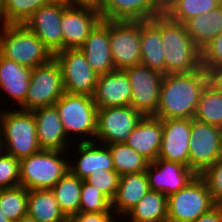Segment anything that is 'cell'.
I'll return each mask as SVG.
<instances>
[{
  "mask_svg": "<svg viewBox=\"0 0 222 222\" xmlns=\"http://www.w3.org/2000/svg\"><path fill=\"white\" fill-rule=\"evenodd\" d=\"M126 215L131 222H167V196L149 190Z\"/></svg>",
  "mask_w": 222,
  "mask_h": 222,
  "instance_id": "29",
  "label": "cell"
},
{
  "mask_svg": "<svg viewBox=\"0 0 222 222\" xmlns=\"http://www.w3.org/2000/svg\"><path fill=\"white\" fill-rule=\"evenodd\" d=\"M8 111L0 113L4 153L20 160L39 152L41 148L37 141L33 112L23 109Z\"/></svg>",
  "mask_w": 222,
  "mask_h": 222,
  "instance_id": "4",
  "label": "cell"
},
{
  "mask_svg": "<svg viewBox=\"0 0 222 222\" xmlns=\"http://www.w3.org/2000/svg\"><path fill=\"white\" fill-rule=\"evenodd\" d=\"M61 118L64 131L70 134H83L95 141L97 111L92 96L65 92L54 104Z\"/></svg>",
  "mask_w": 222,
  "mask_h": 222,
  "instance_id": "6",
  "label": "cell"
},
{
  "mask_svg": "<svg viewBox=\"0 0 222 222\" xmlns=\"http://www.w3.org/2000/svg\"><path fill=\"white\" fill-rule=\"evenodd\" d=\"M216 205L204 180L197 175L187 186L167 196V222H193Z\"/></svg>",
  "mask_w": 222,
  "mask_h": 222,
  "instance_id": "7",
  "label": "cell"
},
{
  "mask_svg": "<svg viewBox=\"0 0 222 222\" xmlns=\"http://www.w3.org/2000/svg\"><path fill=\"white\" fill-rule=\"evenodd\" d=\"M174 0H159L160 6L164 11Z\"/></svg>",
  "mask_w": 222,
  "mask_h": 222,
  "instance_id": "46",
  "label": "cell"
},
{
  "mask_svg": "<svg viewBox=\"0 0 222 222\" xmlns=\"http://www.w3.org/2000/svg\"><path fill=\"white\" fill-rule=\"evenodd\" d=\"M16 222H38L35 218L25 215L18 219Z\"/></svg>",
  "mask_w": 222,
  "mask_h": 222,
  "instance_id": "45",
  "label": "cell"
},
{
  "mask_svg": "<svg viewBox=\"0 0 222 222\" xmlns=\"http://www.w3.org/2000/svg\"><path fill=\"white\" fill-rule=\"evenodd\" d=\"M193 222H222V205H216Z\"/></svg>",
  "mask_w": 222,
  "mask_h": 222,
  "instance_id": "43",
  "label": "cell"
},
{
  "mask_svg": "<svg viewBox=\"0 0 222 222\" xmlns=\"http://www.w3.org/2000/svg\"><path fill=\"white\" fill-rule=\"evenodd\" d=\"M222 5V0H174L165 10L172 21L184 23L188 19L204 15Z\"/></svg>",
  "mask_w": 222,
  "mask_h": 222,
  "instance_id": "32",
  "label": "cell"
},
{
  "mask_svg": "<svg viewBox=\"0 0 222 222\" xmlns=\"http://www.w3.org/2000/svg\"><path fill=\"white\" fill-rule=\"evenodd\" d=\"M67 4L63 0L40 7L23 24L33 32L52 55L63 50L61 20Z\"/></svg>",
  "mask_w": 222,
  "mask_h": 222,
  "instance_id": "14",
  "label": "cell"
},
{
  "mask_svg": "<svg viewBox=\"0 0 222 222\" xmlns=\"http://www.w3.org/2000/svg\"><path fill=\"white\" fill-rule=\"evenodd\" d=\"M150 190L148 178L145 172L131 173L120 176L118 191L112 200L114 215L126 214L138 204V202Z\"/></svg>",
  "mask_w": 222,
  "mask_h": 222,
  "instance_id": "25",
  "label": "cell"
},
{
  "mask_svg": "<svg viewBox=\"0 0 222 222\" xmlns=\"http://www.w3.org/2000/svg\"><path fill=\"white\" fill-rule=\"evenodd\" d=\"M32 112L36 122L37 141L40 148L65 151L68 146V137L56 106L40 107Z\"/></svg>",
  "mask_w": 222,
  "mask_h": 222,
  "instance_id": "21",
  "label": "cell"
},
{
  "mask_svg": "<svg viewBox=\"0 0 222 222\" xmlns=\"http://www.w3.org/2000/svg\"><path fill=\"white\" fill-rule=\"evenodd\" d=\"M0 54L31 69L48 62L53 55L23 24H1Z\"/></svg>",
  "mask_w": 222,
  "mask_h": 222,
  "instance_id": "3",
  "label": "cell"
},
{
  "mask_svg": "<svg viewBox=\"0 0 222 222\" xmlns=\"http://www.w3.org/2000/svg\"><path fill=\"white\" fill-rule=\"evenodd\" d=\"M76 148L80 154L76 163H70L69 171L81 180H85L91 173L115 170L113 159L107 145L97 146L96 142L89 140L81 141ZM76 164V165H75Z\"/></svg>",
  "mask_w": 222,
  "mask_h": 222,
  "instance_id": "22",
  "label": "cell"
},
{
  "mask_svg": "<svg viewBox=\"0 0 222 222\" xmlns=\"http://www.w3.org/2000/svg\"><path fill=\"white\" fill-rule=\"evenodd\" d=\"M83 180L68 171L50 190L66 217L79 213Z\"/></svg>",
  "mask_w": 222,
  "mask_h": 222,
  "instance_id": "30",
  "label": "cell"
},
{
  "mask_svg": "<svg viewBox=\"0 0 222 222\" xmlns=\"http://www.w3.org/2000/svg\"><path fill=\"white\" fill-rule=\"evenodd\" d=\"M163 137L159 157L189 167V141L192 119H161Z\"/></svg>",
  "mask_w": 222,
  "mask_h": 222,
  "instance_id": "17",
  "label": "cell"
},
{
  "mask_svg": "<svg viewBox=\"0 0 222 222\" xmlns=\"http://www.w3.org/2000/svg\"><path fill=\"white\" fill-rule=\"evenodd\" d=\"M64 93L61 69L52 57L48 62L32 69L27 97L20 109L32 111L52 106Z\"/></svg>",
  "mask_w": 222,
  "mask_h": 222,
  "instance_id": "8",
  "label": "cell"
},
{
  "mask_svg": "<svg viewBox=\"0 0 222 222\" xmlns=\"http://www.w3.org/2000/svg\"><path fill=\"white\" fill-rule=\"evenodd\" d=\"M97 108L130 105L131 83L124 70H115L98 76L92 95Z\"/></svg>",
  "mask_w": 222,
  "mask_h": 222,
  "instance_id": "18",
  "label": "cell"
},
{
  "mask_svg": "<svg viewBox=\"0 0 222 222\" xmlns=\"http://www.w3.org/2000/svg\"><path fill=\"white\" fill-rule=\"evenodd\" d=\"M113 212H99V213H84L79 212L77 214L68 216L66 222H116V218H113Z\"/></svg>",
  "mask_w": 222,
  "mask_h": 222,
  "instance_id": "41",
  "label": "cell"
},
{
  "mask_svg": "<svg viewBox=\"0 0 222 222\" xmlns=\"http://www.w3.org/2000/svg\"><path fill=\"white\" fill-rule=\"evenodd\" d=\"M27 215L38 222H66L64 215L51 190H28Z\"/></svg>",
  "mask_w": 222,
  "mask_h": 222,
  "instance_id": "28",
  "label": "cell"
},
{
  "mask_svg": "<svg viewBox=\"0 0 222 222\" xmlns=\"http://www.w3.org/2000/svg\"><path fill=\"white\" fill-rule=\"evenodd\" d=\"M189 168L197 175L222 156V128L192 119Z\"/></svg>",
  "mask_w": 222,
  "mask_h": 222,
  "instance_id": "9",
  "label": "cell"
},
{
  "mask_svg": "<svg viewBox=\"0 0 222 222\" xmlns=\"http://www.w3.org/2000/svg\"><path fill=\"white\" fill-rule=\"evenodd\" d=\"M32 69L0 54V91L20 107L27 97Z\"/></svg>",
  "mask_w": 222,
  "mask_h": 222,
  "instance_id": "24",
  "label": "cell"
},
{
  "mask_svg": "<svg viewBox=\"0 0 222 222\" xmlns=\"http://www.w3.org/2000/svg\"><path fill=\"white\" fill-rule=\"evenodd\" d=\"M79 212L99 213L114 211L112 210V201L101 190L83 180Z\"/></svg>",
  "mask_w": 222,
  "mask_h": 222,
  "instance_id": "36",
  "label": "cell"
},
{
  "mask_svg": "<svg viewBox=\"0 0 222 222\" xmlns=\"http://www.w3.org/2000/svg\"><path fill=\"white\" fill-rule=\"evenodd\" d=\"M55 0H1L2 23L24 24L40 7Z\"/></svg>",
  "mask_w": 222,
  "mask_h": 222,
  "instance_id": "34",
  "label": "cell"
},
{
  "mask_svg": "<svg viewBox=\"0 0 222 222\" xmlns=\"http://www.w3.org/2000/svg\"><path fill=\"white\" fill-rule=\"evenodd\" d=\"M142 117L143 115L131 105L99 108L96 143L102 145L125 143Z\"/></svg>",
  "mask_w": 222,
  "mask_h": 222,
  "instance_id": "13",
  "label": "cell"
},
{
  "mask_svg": "<svg viewBox=\"0 0 222 222\" xmlns=\"http://www.w3.org/2000/svg\"><path fill=\"white\" fill-rule=\"evenodd\" d=\"M145 173L150 190L166 196L178 192L197 176L188 166L161 158L149 163Z\"/></svg>",
  "mask_w": 222,
  "mask_h": 222,
  "instance_id": "15",
  "label": "cell"
},
{
  "mask_svg": "<svg viewBox=\"0 0 222 222\" xmlns=\"http://www.w3.org/2000/svg\"><path fill=\"white\" fill-rule=\"evenodd\" d=\"M0 21H2V5H1V0H0Z\"/></svg>",
  "mask_w": 222,
  "mask_h": 222,
  "instance_id": "49",
  "label": "cell"
},
{
  "mask_svg": "<svg viewBox=\"0 0 222 222\" xmlns=\"http://www.w3.org/2000/svg\"><path fill=\"white\" fill-rule=\"evenodd\" d=\"M140 64L165 75L161 28L151 19L140 21Z\"/></svg>",
  "mask_w": 222,
  "mask_h": 222,
  "instance_id": "26",
  "label": "cell"
},
{
  "mask_svg": "<svg viewBox=\"0 0 222 222\" xmlns=\"http://www.w3.org/2000/svg\"><path fill=\"white\" fill-rule=\"evenodd\" d=\"M69 6L89 7L95 10L100 9L102 0H63Z\"/></svg>",
  "mask_w": 222,
  "mask_h": 222,
  "instance_id": "44",
  "label": "cell"
},
{
  "mask_svg": "<svg viewBox=\"0 0 222 222\" xmlns=\"http://www.w3.org/2000/svg\"><path fill=\"white\" fill-rule=\"evenodd\" d=\"M207 83V74L203 68L188 73L165 74L155 117L194 119L202 91Z\"/></svg>",
  "mask_w": 222,
  "mask_h": 222,
  "instance_id": "1",
  "label": "cell"
},
{
  "mask_svg": "<svg viewBox=\"0 0 222 222\" xmlns=\"http://www.w3.org/2000/svg\"><path fill=\"white\" fill-rule=\"evenodd\" d=\"M206 71L208 84L222 92V66L203 68Z\"/></svg>",
  "mask_w": 222,
  "mask_h": 222,
  "instance_id": "42",
  "label": "cell"
},
{
  "mask_svg": "<svg viewBox=\"0 0 222 222\" xmlns=\"http://www.w3.org/2000/svg\"><path fill=\"white\" fill-rule=\"evenodd\" d=\"M28 190L23 186L0 189V210L12 222L27 215Z\"/></svg>",
  "mask_w": 222,
  "mask_h": 222,
  "instance_id": "35",
  "label": "cell"
},
{
  "mask_svg": "<svg viewBox=\"0 0 222 222\" xmlns=\"http://www.w3.org/2000/svg\"><path fill=\"white\" fill-rule=\"evenodd\" d=\"M63 152L41 149L20 159V186L50 190L69 171V161L60 157Z\"/></svg>",
  "mask_w": 222,
  "mask_h": 222,
  "instance_id": "5",
  "label": "cell"
},
{
  "mask_svg": "<svg viewBox=\"0 0 222 222\" xmlns=\"http://www.w3.org/2000/svg\"><path fill=\"white\" fill-rule=\"evenodd\" d=\"M20 185L19 159L3 153L0 156V189L13 188Z\"/></svg>",
  "mask_w": 222,
  "mask_h": 222,
  "instance_id": "38",
  "label": "cell"
},
{
  "mask_svg": "<svg viewBox=\"0 0 222 222\" xmlns=\"http://www.w3.org/2000/svg\"><path fill=\"white\" fill-rule=\"evenodd\" d=\"M124 71L131 83L130 105L143 116H155L164 74L142 64Z\"/></svg>",
  "mask_w": 222,
  "mask_h": 222,
  "instance_id": "11",
  "label": "cell"
},
{
  "mask_svg": "<svg viewBox=\"0 0 222 222\" xmlns=\"http://www.w3.org/2000/svg\"><path fill=\"white\" fill-rule=\"evenodd\" d=\"M53 57L60 66L65 92L93 95L99 75L92 70L80 48L64 49Z\"/></svg>",
  "mask_w": 222,
  "mask_h": 222,
  "instance_id": "12",
  "label": "cell"
},
{
  "mask_svg": "<svg viewBox=\"0 0 222 222\" xmlns=\"http://www.w3.org/2000/svg\"><path fill=\"white\" fill-rule=\"evenodd\" d=\"M217 205H222V156L199 175Z\"/></svg>",
  "mask_w": 222,
  "mask_h": 222,
  "instance_id": "39",
  "label": "cell"
},
{
  "mask_svg": "<svg viewBox=\"0 0 222 222\" xmlns=\"http://www.w3.org/2000/svg\"><path fill=\"white\" fill-rule=\"evenodd\" d=\"M102 20H151L162 14L159 0H102Z\"/></svg>",
  "mask_w": 222,
  "mask_h": 222,
  "instance_id": "20",
  "label": "cell"
},
{
  "mask_svg": "<svg viewBox=\"0 0 222 222\" xmlns=\"http://www.w3.org/2000/svg\"><path fill=\"white\" fill-rule=\"evenodd\" d=\"M85 181L101 190L112 201L118 191L120 175L115 170H105L91 173Z\"/></svg>",
  "mask_w": 222,
  "mask_h": 222,
  "instance_id": "37",
  "label": "cell"
},
{
  "mask_svg": "<svg viewBox=\"0 0 222 222\" xmlns=\"http://www.w3.org/2000/svg\"><path fill=\"white\" fill-rule=\"evenodd\" d=\"M110 50L115 70L140 64V21L109 20Z\"/></svg>",
  "mask_w": 222,
  "mask_h": 222,
  "instance_id": "10",
  "label": "cell"
},
{
  "mask_svg": "<svg viewBox=\"0 0 222 222\" xmlns=\"http://www.w3.org/2000/svg\"><path fill=\"white\" fill-rule=\"evenodd\" d=\"M183 24L190 38L202 50L222 33V5L204 15L194 16Z\"/></svg>",
  "mask_w": 222,
  "mask_h": 222,
  "instance_id": "27",
  "label": "cell"
},
{
  "mask_svg": "<svg viewBox=\"0 0 222 222\" xmlns=\"http://www.w3.org/2000/svg\"><path fill=\"white\" fill-rule=\"evenodd\" d=\"M4 153V143H3V138L0 134V156Z\"/></svg>",
  "mask_w": 222,
  "mask_h": 222,
  "instance_id": "48",
  "label": "cell"
},
{
  "mask_svg": "<svg viewBox=\"0 0 222 222\" xmlns=\"http://www.w3.org/2000/svg\"><path fill=\"white\" fill-rule=\"evenodd\" d=\"M222 66V33L202 49V68Z\"/></svg>",
  "mask_w": 222,
  "mask_h": 222,
  "instance_id": "40",
  "label": "cell"
},
{
  "mask_svg": "<svg viewBox=\"0 0 222 222\" xmlns=\"http://www.w3.org/2000/svg\"><path fill=\"white\" fill-rule=\"evenodd\" d=\"M101 20L98 10L67 5L61 20L63 50L80 48Z\"/></svg>",
  "mask_w": 222,
  "mask_h": 222,
  "instance_id": "16",
  "label": "cell"
},
{
  "mask_svg": "<svg viewBox=\"0 0 222 222\" xmlns=\"http://www.w3.org/2000/svg\"><path fill=\"white\" fill-rule=\"evenodd\" d=\"M115 171L120 175L145 172L149 161L126 143L109 144Z\"/></svg>",
  "mask_w": 222,
  "mask_h": 222,
  "instance_id": "31",
  "label": "cell"
},
{
  "mask_svg": "<svg viewBox=\"0 0 222 222\" xmlns=\"http://www.w3.org/2000/svg\"><path fill=\"white\" fill-rule=\"evenodd\" d=\"M162 137V120L143 116L125 143L151 163L159 157Z\"/></svg>",
  "mask_w": 222,
  "mask_h": 222,
  "instance_id": "23",
  "label": "cell"
},
{
  "mask_svg": "<svg viewBox=\"0 0 222 222\" xmlns=\"http://www.w3.org/2000/svg\"><path fill=\"white\" fill-rule=\"evenodd\" d=\"M194 119L222 128V92L207 83L202 91Z\"/></svg>",
  "mask_w": 222,
  "mask_h": 222,
  "instance_id": "33",
  "label": "cell"
},
{
  "mask_svg": "<svg viewBox=\"0 0 222 222\" xmlns=\"http://www.w3.org/2000/svg\"><path fill=\"white\" fill-rule=\"evenodd\" d=\"M152 20L161 28L165 74L188 73L202 69V50L193 42L183 23L165 13Z\"/></svg>",
  "mask_w": 222,
  "mask_h": 222,
  "instance_id": "2",
  "label": "cell"
},
{
  "mask_svg": "<svg viewBox=\"0 0 222 222\" xmlns=\"http://www.w3.org/2000/svg\"><path fill=\"white\" fill-rule=\"evenodd\" d=\"M80 50L98 75L115 71L110 50L109 20H101L96 25Z\"/></svg>",
  "mask_w": 222,
  "mask_h": 222,
  "instance_id": "19",
  "label": "cell"
},
{
  "mask_svg": "<svg viewBox=\"0 0 222 222\" xmlns=\"http://www.w3.org/2000/svg\"><path fill=\"white\" fill-rule=\"evenodd\" d=\"M0 222H12V221H10L0 210Z\"/></svg>",
  "mask_w": 222,
  "mask_h": 222,
  "instance_id": "47",
  "label": "cell"
}]
</instances>
